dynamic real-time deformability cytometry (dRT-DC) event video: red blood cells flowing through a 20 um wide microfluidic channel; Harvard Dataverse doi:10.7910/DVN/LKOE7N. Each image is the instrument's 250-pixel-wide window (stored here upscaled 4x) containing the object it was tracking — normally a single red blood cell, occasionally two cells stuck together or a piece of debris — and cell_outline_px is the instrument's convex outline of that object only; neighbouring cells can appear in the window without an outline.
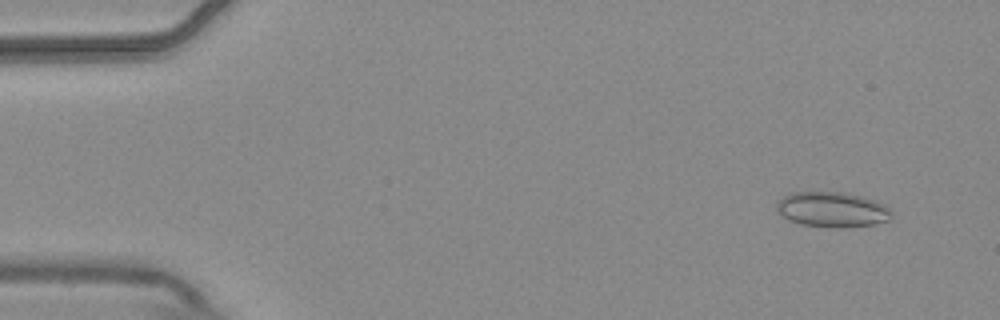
{"species": "common noctule bat (a hibernating species)", "species_latin": "Nyctalus noctula", "temperature_condition": "warm", "stored_images_in_passage": 5, "camera_frame_rate_fps": 3000, "um_per_image_px": 0.085, "animal": {"sex": "male", "body_mass_g": 20.4}, "frame": {"image": 1, "passage_image": 1, "time_ms": 0.0, "image_size_px": [1000, 320], "cell_outline_px": [[892, 216], [888, 220], [876, 224], [836, 228], [800, 224], [788, 220], [776, 208], [776, 204], [784, 196], [792, 192], [840, 192], [860, 196], [884, 204], [892, 212]], "centroid_in_image_um": [70.74, 17.82], "position_along_channel_um": 14.3, "area_um2": 23.35}}
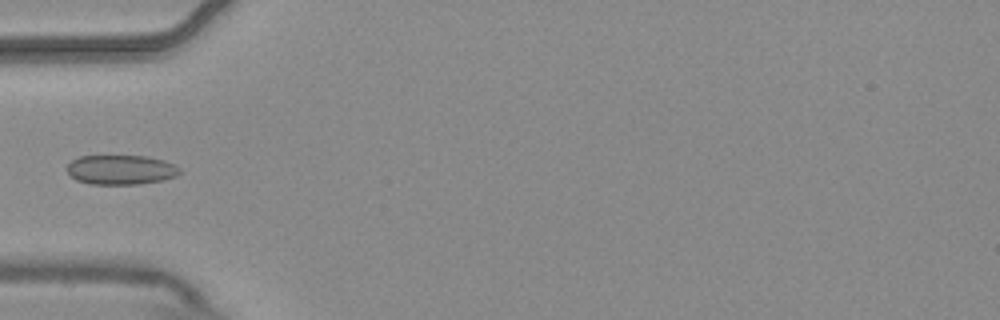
{"frame": {"image": 2, "passage_image": 5, "time_ms": 1.333, "image_size_px": [1000, 320], "cell_outline_px": [[180, 172], [176, 176], [164, 180], [140, 184], [92, 184], [76, 180], [68, 172], [68, 164], [72, 160], [80, 156], [148, 156], [164, 160], [176, 164], [180, 168]], "centroid_in_image_um": [10.32, 14.43], "position_along_channel_um": 74.7, "area_um2": 19.48}}